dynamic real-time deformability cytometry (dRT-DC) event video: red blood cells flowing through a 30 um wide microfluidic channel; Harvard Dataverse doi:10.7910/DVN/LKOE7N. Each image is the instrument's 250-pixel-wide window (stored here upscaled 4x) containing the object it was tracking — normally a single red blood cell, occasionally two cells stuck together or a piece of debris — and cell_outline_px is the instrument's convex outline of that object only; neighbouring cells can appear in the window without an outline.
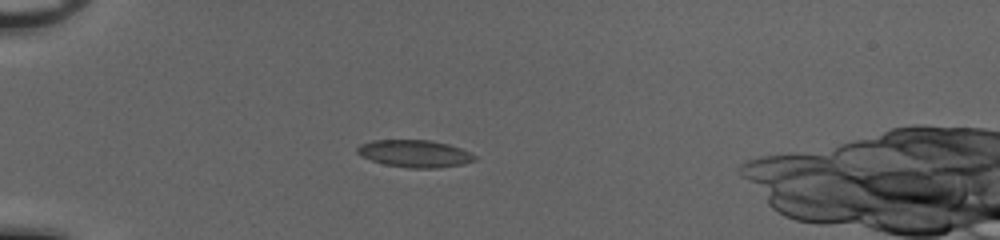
{"species": "common noctule bat (a hibernating species)", "species_latin": "Nyctalus noctula", "temperature_condition": "cold", "stored_images_in_passage": 49, "camera_frame_rate_fps": 3000, "um_per_image_px": 0.085, "animal": {"sex": "female", "body_mass_g": 20.0, "forearm_length_mm": 54.0}, "frame": {"image": 1, "passage_image": 13, "time_ms": 4.0, "image_size_px": [1000, 240], "cell_outline_px": [[476, 160], [464, 164], [440, 168], [408, 168], [384, 164], [360, 156], [356, 152], [356, 148], [360, 144], [372, 140], [432, 140], [448, 144], [460, 148], [476, 156]], "centroid_in_image_um": [35.24, 13.06], "position_along_channel_um": 49.8, "area_um2": 18.79}}
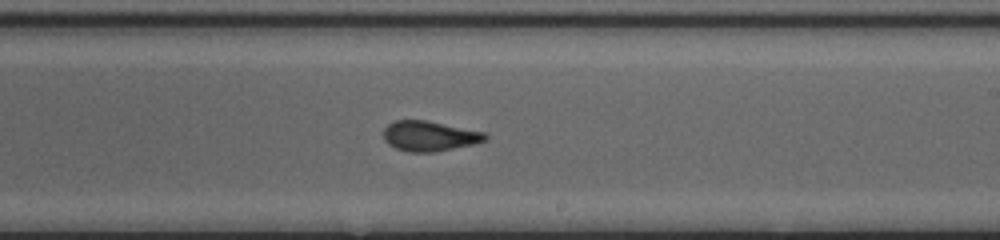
{"frame": {"image": 2, "passage_image": 30, "time_ms": 9.667, "image_size_px": [1000, 240], "cell_outline_px": [[488, 140], [472, 144], [432, 152], [408, 152], [396, 148], [388, 144], [384, 140], [384, 128], [388, 124], [396, 120], [428, 120], [484, 132], [488, 136]], "centroid_in_image_um": [36.49, 11.55], "position_along_channel_um": 252.5, "area_um2": 17.8}}
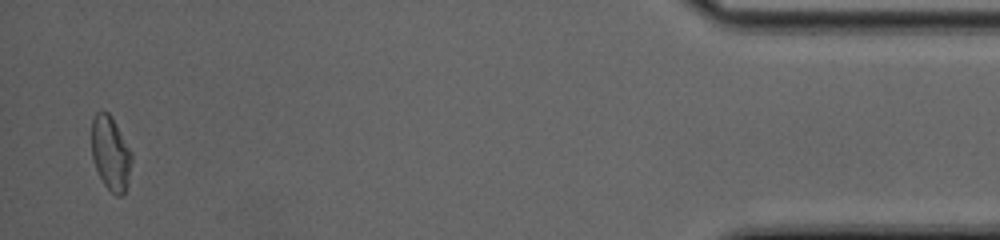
{"frame": {"image": 3, "passage_image": 48, "time_ms": 15.667, "image_size_px": [1000, 240], "cell_outline_px": [[132, 160], [128, 184], [124, 196], [116, 196], [104, 184], [96, 168], [92, 156], [92, 120], [96, 112], [108, 112], [112, 116], [132, 152]], "centroid_in_image_um": [9.43, 13.04], "position_along_channel_um": 425.8, "area_um2": 17.4}, "authors_computed_cell_mechanics": {"area_um2": 18.5538, "velocity_mm_per_s": 4.0679, "shape_relaxation_time_tau1_ms": 10.6844, "shape_relaxation_time_tau2_ms": 1.0744, "deformation_change_tau1": 0.1962, "deformation_change_tau2": 0.0613}}